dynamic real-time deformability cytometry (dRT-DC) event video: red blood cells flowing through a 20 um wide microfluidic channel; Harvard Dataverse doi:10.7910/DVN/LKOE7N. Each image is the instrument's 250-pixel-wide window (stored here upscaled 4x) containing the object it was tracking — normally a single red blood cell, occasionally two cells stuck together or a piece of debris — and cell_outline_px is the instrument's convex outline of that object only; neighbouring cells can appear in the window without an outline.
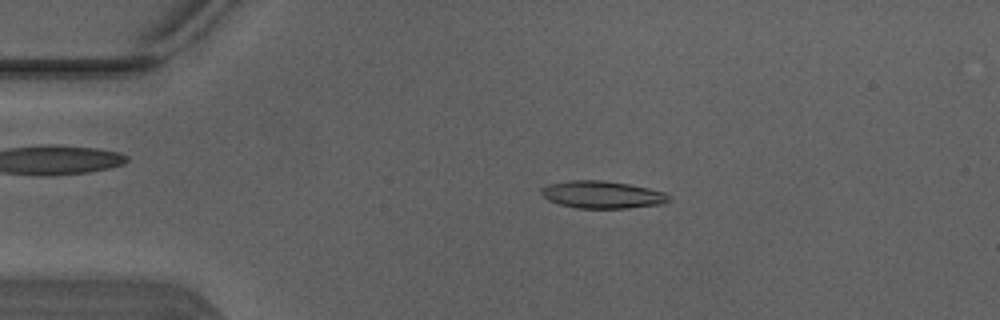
{"species": "Egyptian fruit bat (a non-hibernating species)", "species_latin": "Rousettus aegyptiacus", "temperature_condition": "warm", "stored_images_in_passage": 4, "camera_frame_rate_fps": 3000, "um_per_image_px": 0.085, "animal": {"sex": "male"}, "frame": {"image": 1, "passage_image": 2, "time_ms": 0.333, "image_size_px": [1000, 320], "cell_outline_px": [[672, 200], [660, 204], [628, 208], [576, 208], [560, 204], [548, 200], [540, 192], [540, 188], [548, 184], [572, 180], [604, 180], [628, 184], [648, 188], [664, 192], [672, 196]], "centroid_in_image_um": [51.2, 16.54], "position_along_channel_um": 33.8, "area_um2": 20.4}}
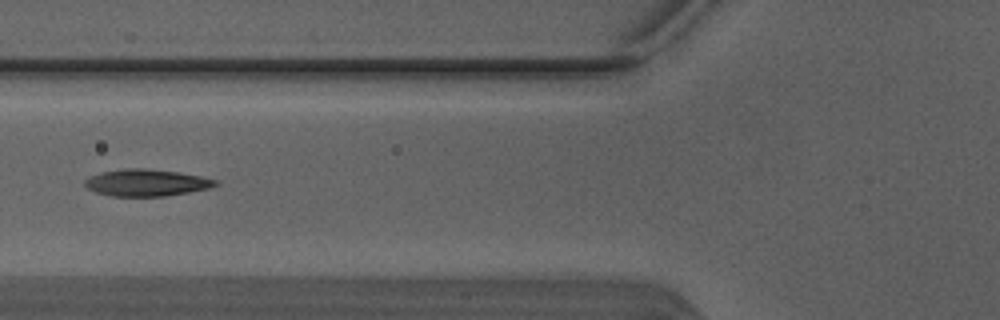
{"frame": {"image": 2, "passage_image": 4, "time_ms": 1.0, "image_size_px": [1000, 320], "cell_outline_px": [[220, 184], [208, 188], [188, 192], [164, 196], [112, 196], [96, 192], [88, 188], [84, 184], [84, 180], [88, 176], [100, 172], [128, 168], [144, 168], [180, 172], [200, 176], [216, 180]], "centroid_in_image_um": [12.42, 15.52], "position_along_channel_um": 113.4, "area_um2": 20.4}}